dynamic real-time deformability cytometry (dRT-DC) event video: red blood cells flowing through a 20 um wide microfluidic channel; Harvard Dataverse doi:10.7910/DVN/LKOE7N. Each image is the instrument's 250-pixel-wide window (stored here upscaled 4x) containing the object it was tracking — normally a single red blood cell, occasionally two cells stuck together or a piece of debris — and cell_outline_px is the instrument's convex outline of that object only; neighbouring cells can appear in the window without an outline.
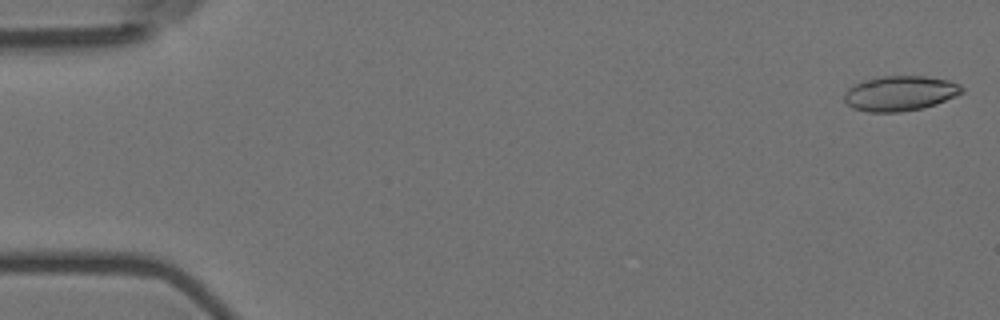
{"species": "Egyptian fruit bat (a non-hibernating species)", "species_latin": "Rousettus aegyptiacus", "temperature_condition": "room temperature", "stored_images_in_passage": 56, "camera_frame_rate_fps": 3000, "um_per_image_px": 0.085, "animal": {"sex": "female"}, "frame": {"image": 1, "passage_image": 1, "time_ms": 0.0, "image_size_px": [1000, 320], "cell_outline_px": [[964, 92], [956, 96], [936, 104], [924, 108], [900, 112], [868, 112], [852, 108], [844, 100], [844, 92], [848, 88], [860, 80], [884, 76], [924, 76], [948, 80], [960, 84], [964, 88]], "centroid_in_image_um": [76.5, 7.93], "position_along_channel_um": 8.5, "area_um2": 24.28}}
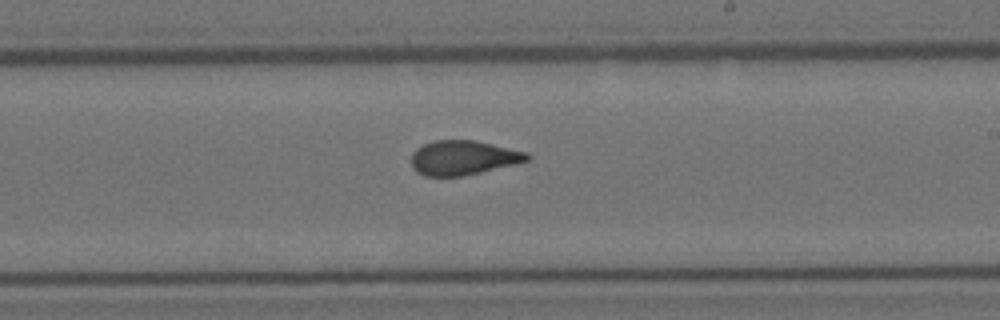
{"frame": {"image": 2, "passage_image": 33, "time_ms": 10.667, "image_size_px": [1000, 320], "cell_outline_px": [[532, 156], [528, 160], [516, 164], [480, 172], [460, 176], [424, 176], [416, 172], [412, 168], [412, 152], [416, 148], [424, 144], [436, 140], [476, 140], [528, 152]], "centroid_in_image_um": [39.38, 13.4], "position_along_channel_um": 249.6, "area_um2": 23.35}}
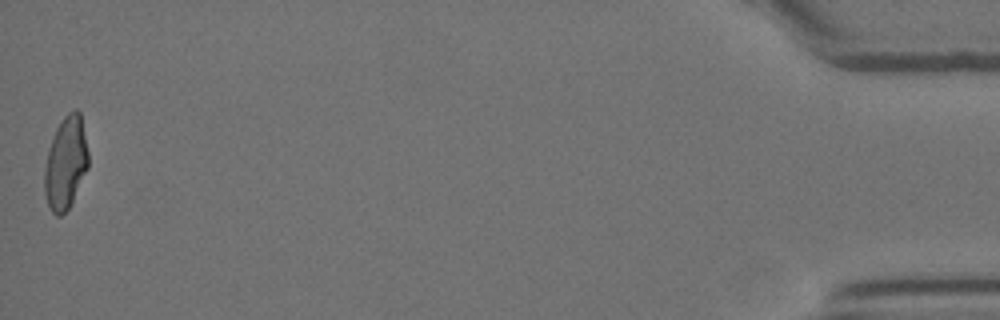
{"frame": {"image": 3, "passage_image": 56, "time_ms": 18.333, "image_size_px": [1000, 320], "cell_outline_px": [[88, 168], [72, 204], [60, 216], [56, 216], [52, 212], [48, 204], [44, 192], [44, 168], [48, 148], [56, 128], [64, 116], [68, 112], [76, 108], [80, 112], [88, 152]], "centroid_in_image_um": [5.58, 13.86], "position_along_channel_um": 429.6, "area_um2": 23.81}, "authors_computed_cell_mechanics": {"area_um2": 23.8714, "velocity_mm_per_s": 3.5844, "shape_relaxation_time_tau1_ms": 8.3711, "shape_relaxation_time_tau2_ms": 1.3859, "deformation_change_tau1": 0.2185, "deformation_change_tau2": 0.083}}